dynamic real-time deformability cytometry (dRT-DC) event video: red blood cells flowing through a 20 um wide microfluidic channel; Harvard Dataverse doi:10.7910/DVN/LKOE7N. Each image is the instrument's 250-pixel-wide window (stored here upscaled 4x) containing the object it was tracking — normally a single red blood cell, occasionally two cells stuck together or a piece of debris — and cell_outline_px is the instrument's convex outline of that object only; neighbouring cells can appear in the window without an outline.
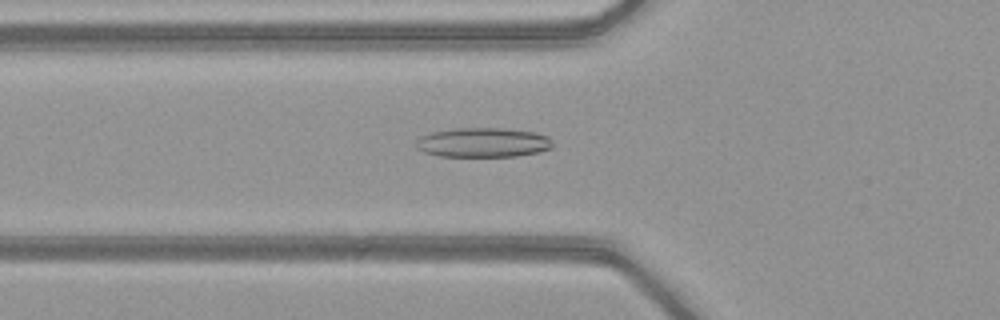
{"species": "common noctule bat (a hibernating species)", "species_latin": "Nyctalus noctula", "temperature_condition": "warm", "stored_images_in_passage": 51, "camera_frame_rate_fps": 3000, "um_per_image_px": 0.085, "animal": {"sex": "female", "body_mass_g": 21.9}, "frame": {"image": 1, "passage_image": 19, "time_ms": 6.0, "image_size_px": [1000, 320], "cell_outline_px": [[552, 148], [540, 152], [516, 156], [440, 156], [424, 152], [416, 148], [416, 140], [420, 136], [432, 132], [452, 128], [504, 128], [536, 132], [548, 136], [552, 140]], "centroid_in_image_um": [41.07, 12.1], "position_along_channel_um": 84.7, "area_um2": 23.7}}
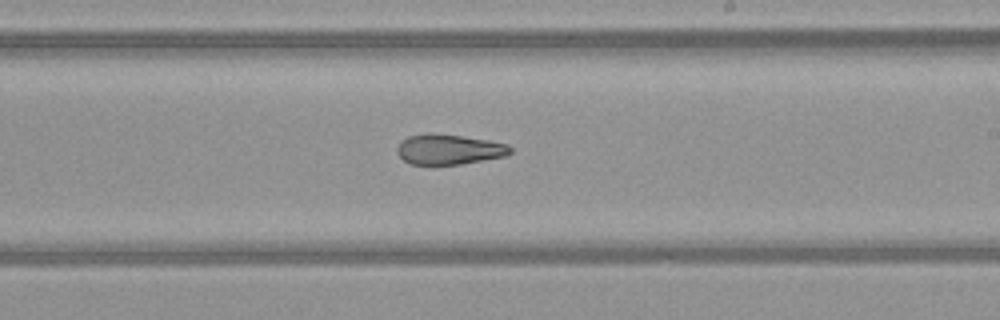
{"frame": {"image": 2, "passage_image": 31, "time_ms": 10.0, "image_size_px": [1000, 320], "cell_outline_px": [[512, 152], [504, 156], [460, 164], [408, 164], [396, 152], [396, 148], [400, 140], [408, 136], [428, 132], [432, 132], [488, 140], [508, 144], [512, 148]], "centroid_in_image_um": [38.11, 12.68], "position_along_channel_um": 250.9, "area_um2": 20.0}}
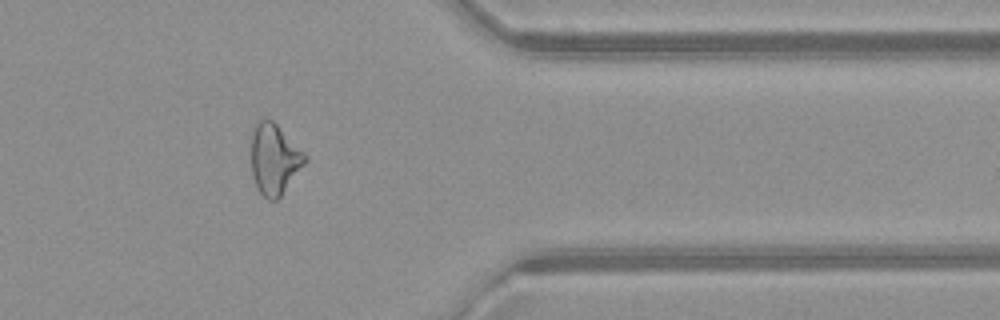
{"frame": {"image": 3, "passage_image": 42, "time_ms": 13.667, "image_size_px": [1000, 320], "cell_outline_px": [[308, 160], [280, 196], [276, 200], [268, 200], [260, 192], [252, 176], [252, 128], [256, 120], [272, 120], [308, 156]], "centroid_in_image_um": [23.32, 13.51], "position_along_channel_um": 388.1, "area_um2": 21.91}, "authors_computed_cell_mechanics": {"area_um2": 23.698, "velocity_mm_per_s": 4.1276, "shape_relaxation_time_tau1_ms": null, "shape_relaxation_time_tau2_ms": 1.9289, "deformation_change_tau1": null, "deformation_change_tau2": 0.0994}}